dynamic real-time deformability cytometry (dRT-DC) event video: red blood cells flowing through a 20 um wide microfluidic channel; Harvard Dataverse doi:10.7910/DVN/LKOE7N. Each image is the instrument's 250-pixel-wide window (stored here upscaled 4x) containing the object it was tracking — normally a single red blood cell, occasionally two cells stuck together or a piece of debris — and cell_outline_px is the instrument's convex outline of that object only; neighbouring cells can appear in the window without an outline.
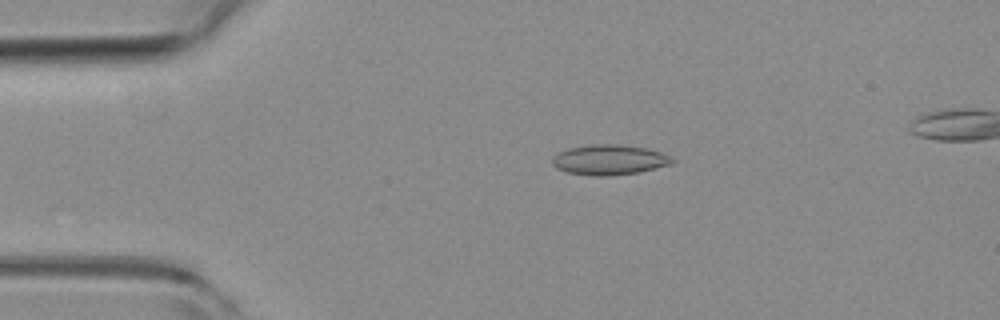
{"species": "common noctule bat (a hibernating species)", "species_latin": "Nyctalus noctula", "temperature_condition": "room temperature", "stored_images_in_passage": 5, "segment_of_instrument_passage": [1, 2], "camera_frame_rate_fps": 3000, "um_per_image_px": 0.085, "animal": {"sex": "female", "body_mass_g": 19.3, "forearm_length_mm": 54.1}, "frame": {"image": 1, "passage_image": 3, "time_ms": 0.667, "image_size_px": [1000, 320], "cell_outline_px": [[676, 160], [672, 164], [640, 172], [608, 176], [592, 176], [568, 172], [556, 168], [552, 164], [552, 156], [568, 148], [588, 144], [620, 144], [648, 148], [672, 156]], "centroid_in_image_um": [51.81, 13.58], "position_along_channel_um": 33.2, "area_um2": 21.39}}